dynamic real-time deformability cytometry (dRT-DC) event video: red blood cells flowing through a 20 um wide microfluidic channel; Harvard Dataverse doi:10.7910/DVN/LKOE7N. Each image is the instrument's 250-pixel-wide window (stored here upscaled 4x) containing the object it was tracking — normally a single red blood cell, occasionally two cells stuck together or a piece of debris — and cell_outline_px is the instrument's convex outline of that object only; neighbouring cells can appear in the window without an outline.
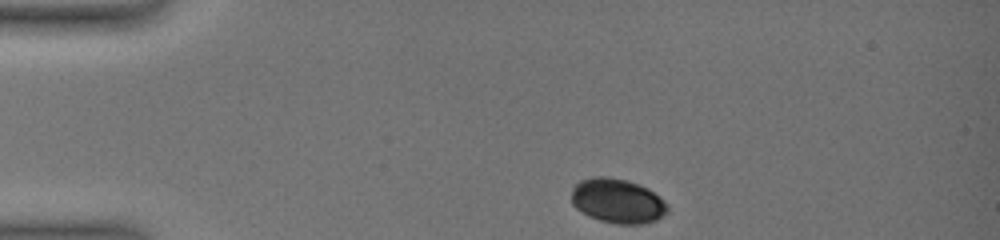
{"species": "common noctule bat (a hibernating species)", "species_latin": "Nyctalus noctula", "temperature_condition": "warm", "stored_images_in_passage": 15, "camera_frame_rate_fps": 3000, "um_per_image_px": 0.085, "animal": {"sex": "female", "body_mass_g": 19.0, "forearm_length_mm": 51.5}, "frame": {"image": 1, "passage_image": 1, "time_ms": 0.0, "image_size_px": [1000, 240], "cell_outline_px": [[668, 212], [656, 220], [644, 224], [616, 224], [600, 220], [588, 216], [576, 208], [572, 204], [572, 188], [580, 180], [592, 176], [608, 176], [628, 180], [640, 184], [648, 188], [660, 196], [668, 204]], "centroid_in_image_um": [52.5, 17.07], "position_along_channel_um": 32.5, "area_um2": 25.32}}
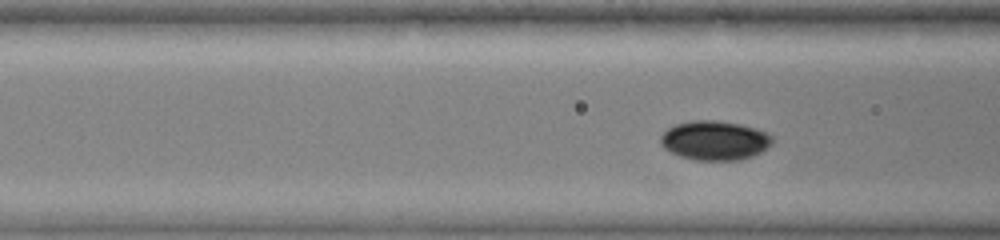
{"frame": {"image": 2, "passage_image": 11, "time_ms": 3.667, "image_size_px": [1000, 240], "cell_outline_px": [[772, 144], [768, 148], [752, 156], [740, 160], [696, 160], [680, 156], [664, 148], [660, 144], [660, 136], [668, 128], [676, 124], [692, 120], [716, 120], [740, 124], [756, 128], [768, 132], [772, 136]], "centroid_in_image_um": [60.76, 11.93], "position_along_channel_um": 105.8, "area_um2": 25.72}}
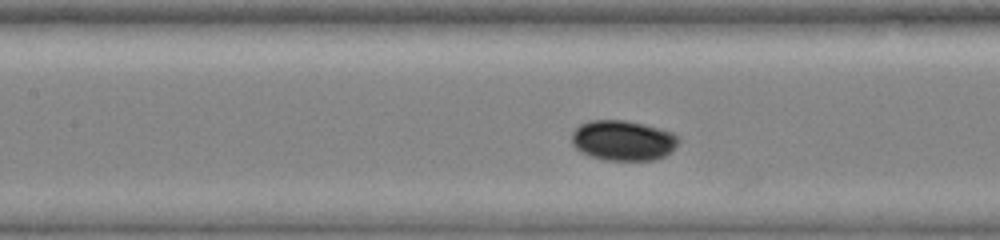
{"frame": {"image": 3, "passage_image": 14, "time_ms": 5.0, "image_size_px": [1000, 240], "cell_outline_px": [[680, 140], [672, 152], [656, 160], [604, 160], [588, 156], [580, 152], [572, 144], [572, 132], [580, 124], [588, 120], [624, 120], [644, 124], [660, 128], [672, 132], [680, 136]], "centroid_in_image_um": [52.97, 11.94], "position_along_channel_um": 154.4, "area_um2": 25.43}}